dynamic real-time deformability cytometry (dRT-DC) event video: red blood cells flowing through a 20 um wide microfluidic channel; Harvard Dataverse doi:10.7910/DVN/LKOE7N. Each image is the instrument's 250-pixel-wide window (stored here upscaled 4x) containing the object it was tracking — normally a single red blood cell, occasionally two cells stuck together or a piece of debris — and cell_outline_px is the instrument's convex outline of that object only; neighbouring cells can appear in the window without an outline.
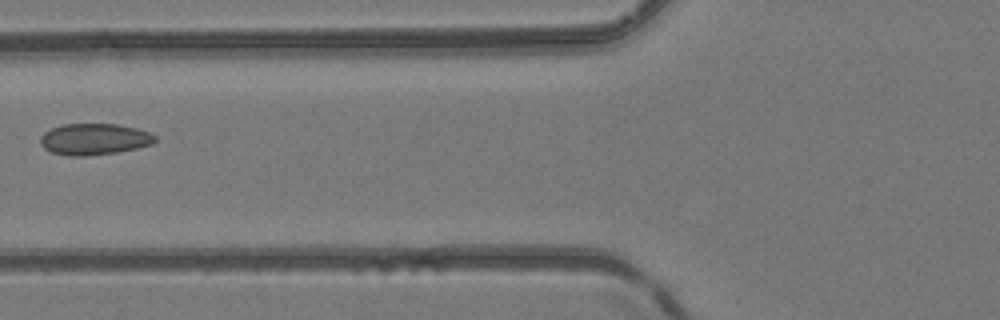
{"species": "common noctule bat (a hibernating species)", "species_latin": "Nyctalus noctula", "temperature_condition": "room temperature", "stored_images_in_passage": 7, "camera_frame_rate_fps": 3000, "um_per_image_px": 0.085, "animal": {"sex": "female", "body_mass_g": 24.6, "forearm_length_mm": 56.2}, "frame": {"image": 1, "passage_image": 6, "time_ms": 5.667, "image_size_px": [1000, 320], "cell_outline_px": [[156, 140], [152, 144], [136, 148], [116, 152], [84, 156], [68, 156], [52, 152], [44, 148], [40, 144], [40, 136], [44, 132], [52, 128], [64, 124], [116, 124], [136, 128], [148, 132], [156, 136]], "centroid_in_image_um": [7.99, 11.83], "position_along_channel_um": 117.8, "area_um2": 20.87}}
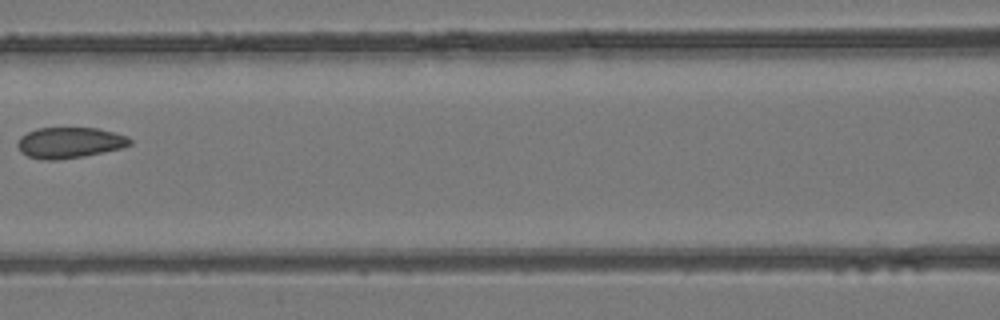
{"frame": {"image": 2, "passage_image": 7, "time_ms": 6.667, "image_size_px": [1000, 320], "cell_outline_px": [[132, 144], [120, 148], [84, 156], [56, 160], [44, 160], [28, 156], [20, 152], [16, 144], [20, 136], [36, 128], [96, 128], [128, 136], [132, 140]], "centroid_in_image_um": [5.88, 12.13], "position_along_channel_um": 160.7, "area_um2": 20.17}}